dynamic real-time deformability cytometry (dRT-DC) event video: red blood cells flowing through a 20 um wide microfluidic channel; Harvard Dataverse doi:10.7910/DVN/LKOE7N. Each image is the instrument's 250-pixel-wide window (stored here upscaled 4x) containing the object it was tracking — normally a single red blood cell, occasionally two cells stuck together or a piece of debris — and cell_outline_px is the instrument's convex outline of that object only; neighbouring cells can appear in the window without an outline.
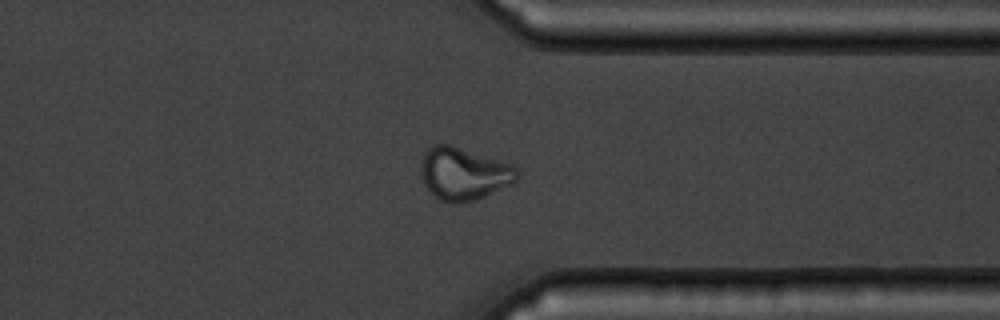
{"species": "common noctule bat (a hibernating species)", "species_latin": "Nyctalus noctula", "temperature_condition": "warm", "stored_images_in_passage": 44, "camera_frame_rate_fps": 3000, "um_per_image_px": 0.085, "animal": {"sex": "male", "body_mass_g": 19.5, "forearm_length_mm": 54.6}, "frame": {"image": 1, "passage_image": 38, "time_ms": 12.333, "image_size_px": [1000, 320], "cell_outline_px": [[520, 176], [512, 184], [476, 200], [460, 204], [452, 204], [436, 196], [424, 184], [420, 164], [428, 148], [436, 144], [448, 144], [512, 164], [520, 172]], "centroid_in_image_um": [39.46, 14.78], "position_along_channel_um": 371.9, "area_um2": 29.25}}